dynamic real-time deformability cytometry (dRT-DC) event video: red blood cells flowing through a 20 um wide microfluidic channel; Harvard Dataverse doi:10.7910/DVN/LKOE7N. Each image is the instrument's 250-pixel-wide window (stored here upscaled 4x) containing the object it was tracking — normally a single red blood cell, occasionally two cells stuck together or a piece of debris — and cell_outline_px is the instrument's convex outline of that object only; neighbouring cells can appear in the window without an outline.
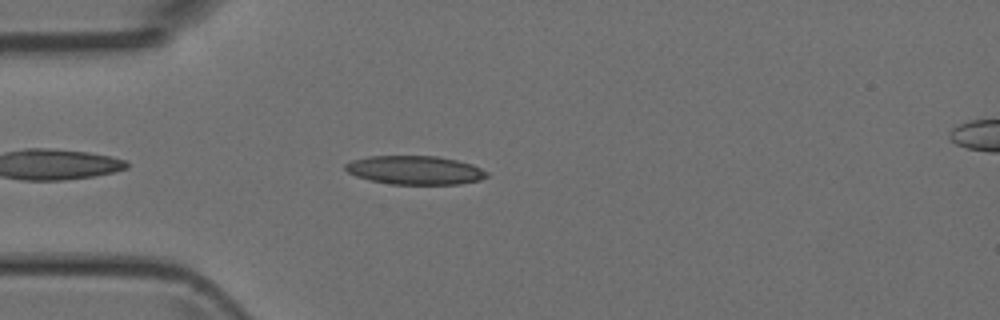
{"species": "Egyptian fruit bat (a non-hibernating species)", "species_latin": "Rousettus aegyptiacus", "temperature_condition": "room temperature", "stored_images_in_passage": 38, "camera_frame_rate_fps": 3000, "um_per_image_px": 0.085, "animal": {"sex": "female"}, "frame": {"image": 1, "passage_image": 4, "time_ms": 1.0, "image_size_px": [1000, 320], "cell_outline_px": [[488, 176], [480, 180], [460, 184], [392, 184], [368, 180], [356, 176], [348, 172], [344, 168], [344, 164], [352, 160], [368, 156], [436, 156], [456, 160], [472, 164], [488, 172]], "centroid_in_image_um": [35.26, 14.46], "position_along_channel_um": 49.7, "area_um2": 23.7}}
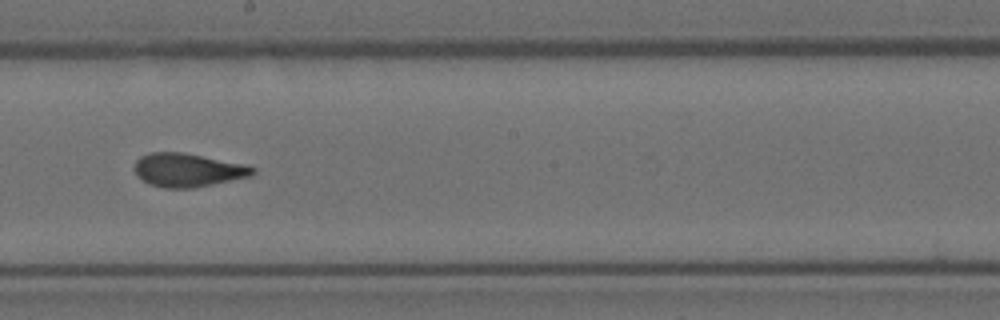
{"frame": {"image": 2, "passage_image": 18, "time_ms": 5.667, "image_size_px": [1000, 320], "cell_outline_px": [[256, 172], [252, 176], [192, 188], [164, 188], [152, 184], [144, 180], [136, 172], [136, 160], [140, 156], [152, 152], [184, 152], [248, 164], [256, 168]], "centroid_in_image_um": [16.05, 14.44], "position_along_channel_um": 232.2, "area_um2": 23.06}}
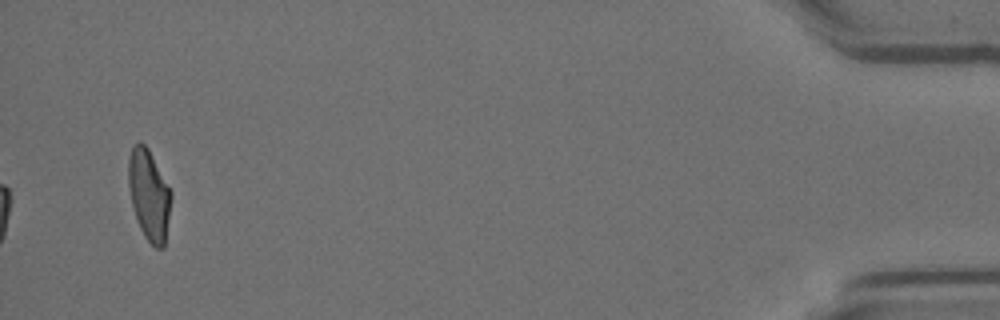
{"frame": {"image": 3, "passage_image": 38, "time_ms": 12.333, "image_size_px": [1000, 320], "cell_outline_px": [[172, 196], [164, 248], [156, 248], [144, 236], [140, 228], [132, 204], [128, 184], [128, 160], [132, 148], [140, 140], [148, 148], [172, 192]], "centroid_in_image_um": [12.67, 16.56], "position_along_channel_um": 422.5, "area_um2": 22.37}}